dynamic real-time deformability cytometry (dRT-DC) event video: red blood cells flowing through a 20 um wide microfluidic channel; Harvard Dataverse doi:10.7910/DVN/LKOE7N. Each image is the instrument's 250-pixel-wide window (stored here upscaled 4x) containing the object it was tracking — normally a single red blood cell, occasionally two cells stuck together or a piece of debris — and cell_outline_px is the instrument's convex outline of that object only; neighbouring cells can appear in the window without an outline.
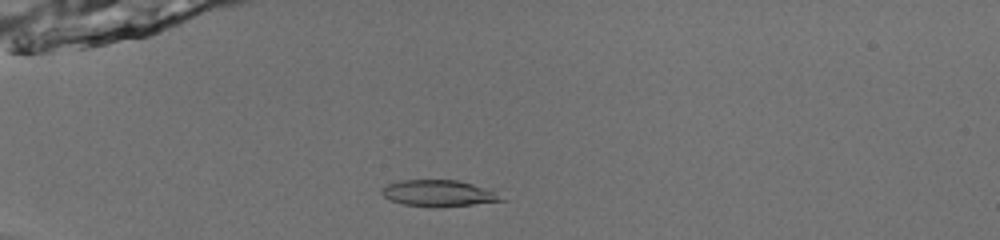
{"species": "common noctule bat (a hibernating species)", "species_latin": "Nyctalus noctula", "temperature_condition": "room temperature", "stored_images_in_passage": 52, "camera_frame_rate_fps": 3000, "um_per_image_px": 0.085, "animal": {"sex": "male", "body_mass_g": 13.0, "forearm_length_mm": 53.1}, "frame": {"image": 1, "passage_image": 16, "time_ms": 5.0, "image_size_px": [1000, 240], "cell_outline_px": [[508, 200], [436, 208], [428, 208], [404, 204], [388, 200], [380, 192], [380, 188], [388, 184], [400, 180], [456, 180], [492, 188]], "centroid_in_image_um": [37.31, 16.43], "position_along_channel_um": 47.7, "area_um2": 18.9}}
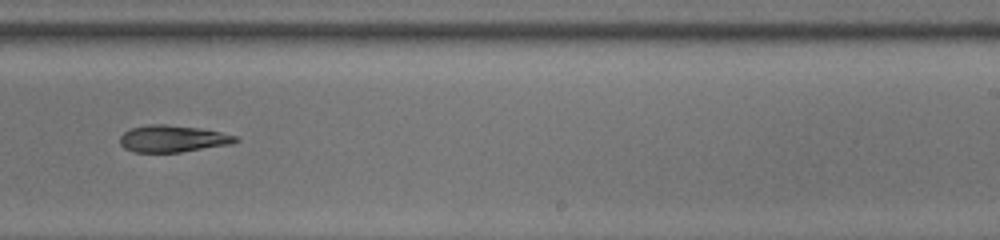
{"frame": {"image": 2, "passage_image": 35, "time_ms": 11.333, "image_size_px": [1000, 240], "cell_outline_px": [[240, 140], [232, 144], [180, 152], [132, 152], [124, 148], [120, 144], [120, 136], [128, 128], [148, 124], [164, 124], [200, 128], [220, 132], [236, 136]], "centroid_in_image_um": [14.65, 11.78], "position_along_channel_um": 274.4, "area_um2": 18.21}}
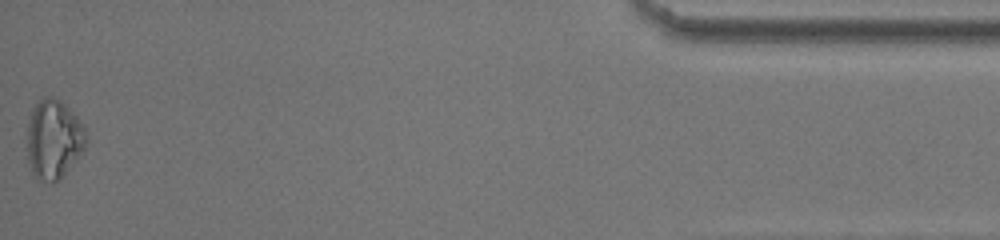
{"frame": {"image": 3, "passage_image": 52, "time_ms": 17.0, "image_size_px": [1000, 240], "cell_outline_px": [[88, 136], [84, 152], [60, 180], [52, 184], [40, 184], [36, 180], [32, 172], [28, 160], [28, 124], [32, 108], [40, 96], [52, 96], [60, 100], [84, 124]], "centroid_in_image_um": [4.58, 11.88], "position_along_channel_um": 430.6, "area_um2": 28.15}}